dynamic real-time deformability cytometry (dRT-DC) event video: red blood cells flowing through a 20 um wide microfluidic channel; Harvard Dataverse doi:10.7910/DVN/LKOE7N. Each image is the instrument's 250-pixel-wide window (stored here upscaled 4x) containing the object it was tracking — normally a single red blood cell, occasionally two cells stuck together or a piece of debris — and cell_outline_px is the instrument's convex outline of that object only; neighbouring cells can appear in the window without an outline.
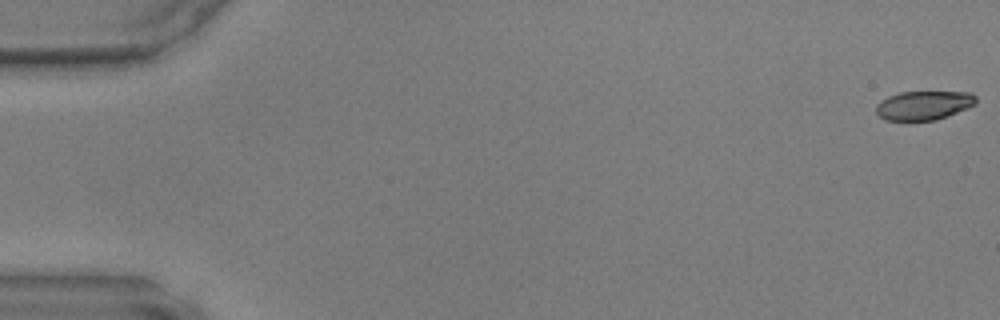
{"species": "common noctule bat (a hibernating species)", "species_latin": "Nyctalus noctula", "temperature_condition": "warm", "stored_images_in_passage": 48, "camera_frame_rate_fps": 3000, "um_per_image_px": 0.085, "animal": {"sex": "male", "body_mass_g": 17.9, "forearm_length_mm": 54.2}, "frame": {"image": 1, "passage_image": 1, "time_ms": 0.0, "image_size_px": [1000, 320], "cell_outline_px": [[976, 104], [936, 120], [884, 120], [876, 112], [876, 104], [888, 96], [900, 92], [972, 92], [976, 96]], "centroid_in_image_um": [78.51, 8.94], "position_along_channel_um": 6.5, "area_um2": 16.76}}
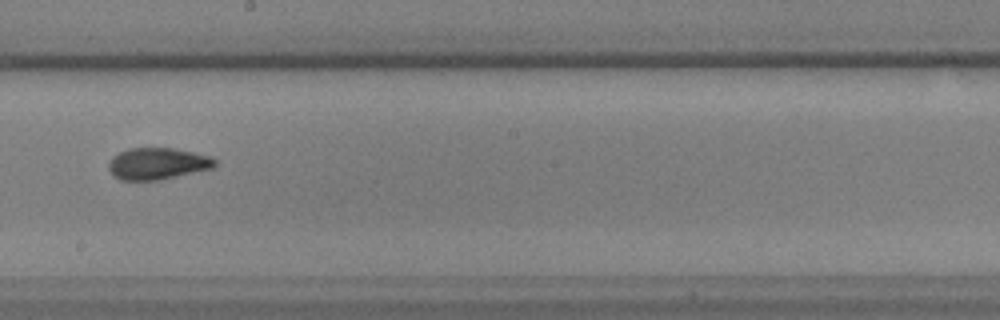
{"frame": {"image": 2, "passage_image": 28, "time_ms": 9.0, "image_size_px": [1000, 320], "cell_outline_px": [[216, 164], [212, 168], [160, 180], [120, 180], [112, 176], [108, 168], [108, 164], [112, 156], [128, 148], [172, 148], [192, 152], [208, 156], [216, 160]], "centroid_in_image_um": [13.33, 13.91], "position_along_channel_um": 234.9, "area_um2": 19.59}}
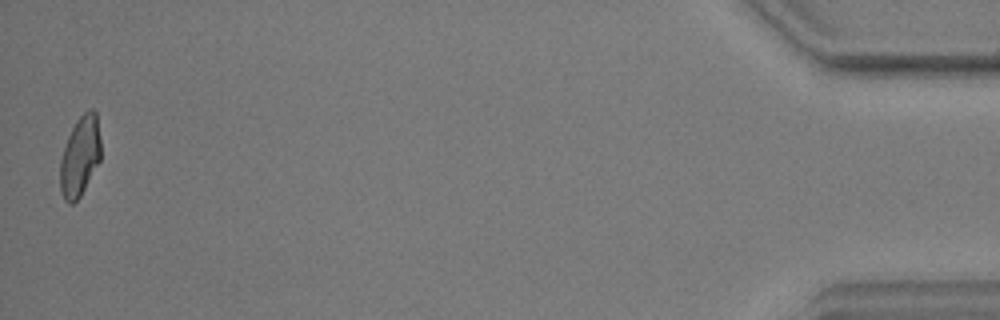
{"frame": {"image": 3, "passage_image": 48, "time_ms": 15.667, "image_size_px": [1000, 320], "cell_outline_px": [[100, 160], [80, 196], [72, 204], [68, 204], [64, 200], [60, 192], [60, 160], [68, 136], [76, 120], [88, 108], [92, 108], [96, 112], [100, 140]], "centroid_in_image_um": [6.79, 13.28], "position_along_channel_um": 428.4, "area_um2": 18.9}}